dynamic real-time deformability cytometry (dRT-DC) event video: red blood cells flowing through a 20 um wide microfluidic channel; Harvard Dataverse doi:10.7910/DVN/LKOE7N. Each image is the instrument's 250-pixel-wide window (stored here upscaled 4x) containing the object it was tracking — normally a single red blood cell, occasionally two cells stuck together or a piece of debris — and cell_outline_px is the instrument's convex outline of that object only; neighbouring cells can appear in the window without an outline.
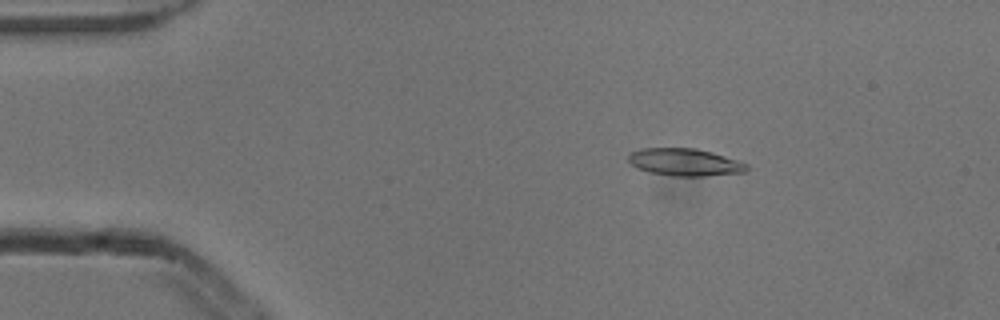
{"species": "common noctule bat (a hibernating species)", "species_latin": "Nyctalus noctula", "temperature_condition": "cold", "stored_images_in_passage": 3, "camera_frame_rate_fps": 3000, "um_per_image_px": 0.085, "animal": {"sex": "male", "body_mass_g": 13.3}, "frame": {"image": 1, "passage_image": 2, "time_ms": 0.333, "image_size_px": [1000, 320], "cell_outline_px": [[748, 168], [744, 172], [704, 176], [672, 176], [648, 172], [636, 168], [628, 160], [628, 156], [632, 152], [640, 148], [696, 148], [712, 152], [748, 164]], "centroid_in_image_um": [58.18, 13.79], "position_along_channel_um": 26.8, "area_um2": 18.84}}